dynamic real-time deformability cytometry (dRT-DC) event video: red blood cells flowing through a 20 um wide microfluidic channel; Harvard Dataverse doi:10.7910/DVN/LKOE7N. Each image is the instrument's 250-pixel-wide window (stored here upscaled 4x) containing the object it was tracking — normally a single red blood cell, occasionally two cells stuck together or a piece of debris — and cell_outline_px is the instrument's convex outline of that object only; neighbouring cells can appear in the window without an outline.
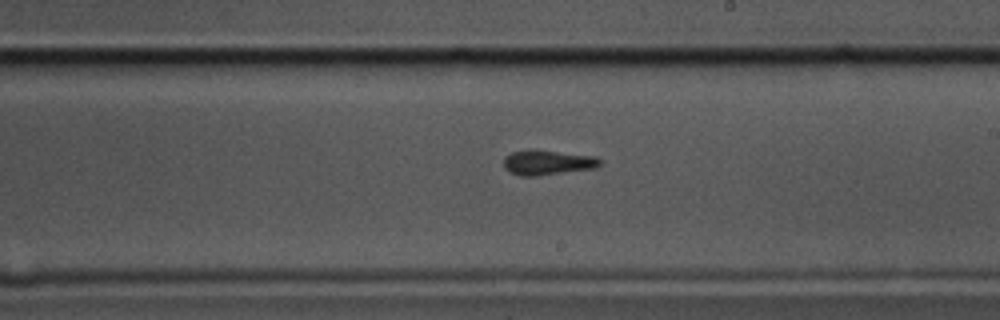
{"species": "common noctule bat (a hibernating species)", "species_latin": "Nyctalus noctula", "temperature_condition": "cold", "stored_images_in_passage": 59, "camera_frame_rate_fps": 3000, "um_per_image_px": 0.085, "animal": {"sex": "male", "body_mass_g": 17.5, "forearm_length_mm": 52.3}, "frame": {"image": 1, "passage_image": 34, "time_ms": 11.0, "image_size_px": [1000, 320], "cell_outline_px": [[600, 164], [596, 168], [536, 176], [520, 176], [508, 172], [504, 168], [504, 156], [512, 152], [528, 148], [532, 148], [596, 156], [600, 160]], "centroid_in_image_um": [46.49, 13.79], "position_along_channel_um": 242.5, "area_um2": 14.33}}
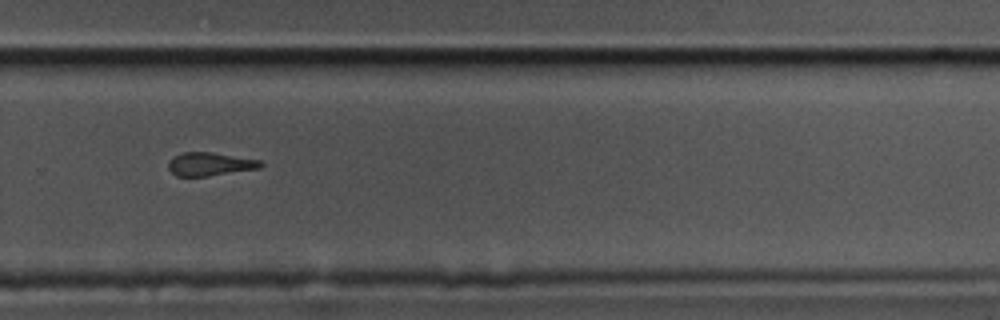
{"frame": {"image": 2, "passage_image": 40, "time_ms": 13.0, "image_size_px": [1000, 320], "cell_outline_px": [[264, 164], [260, 168], [208, 176], [176, 176], [168, 168], [168, 160], [172, 156], [184, 152], [212, 152], [260, 160]], "centroid_in_image_um": [17.82, 13.94], "position_along_channel_um": 312.0, "area_um2": 12.6}}
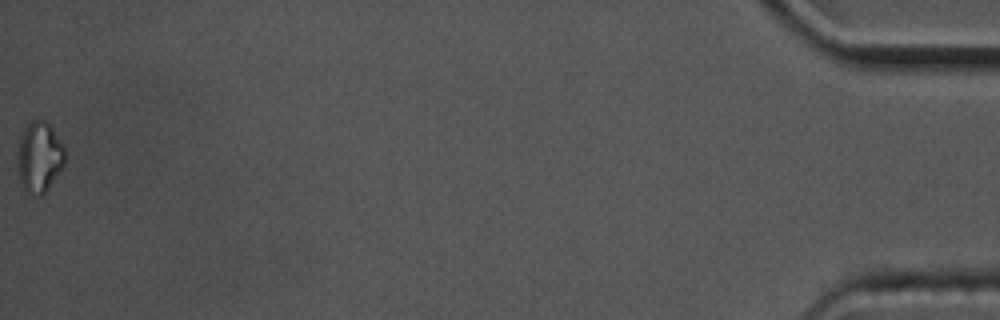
{"frame": {"image": 3, "passage_image": 59, "time_ms": 19.333, "image_size_px": [1000, 320], "cell_outline_px": [[64, 164], [48, 188], [40, 196], [32, 196], [24, 192], [20, 184], [16, 164], [16, 156], [20, 136], [24, 128], [32, 120], [44, 120], [52, 124], [64, 148]], "centroid_in_image_um": [3.3, 13.36], "position_along_channel_um": 431.9, "area_um2": 20.0}, "authors_computed_cell_mechanics": {"area_um2": 13.3518, "velocity_mm_per_s": 3.4763, "shape_relaxation_time_tau1_ms": 4.3087, "shape_relaxation_time_tau2_ms": 4.6398, "deformation_change_tau1": 0.1161, "deformation_change_tau2": 0.1027}}